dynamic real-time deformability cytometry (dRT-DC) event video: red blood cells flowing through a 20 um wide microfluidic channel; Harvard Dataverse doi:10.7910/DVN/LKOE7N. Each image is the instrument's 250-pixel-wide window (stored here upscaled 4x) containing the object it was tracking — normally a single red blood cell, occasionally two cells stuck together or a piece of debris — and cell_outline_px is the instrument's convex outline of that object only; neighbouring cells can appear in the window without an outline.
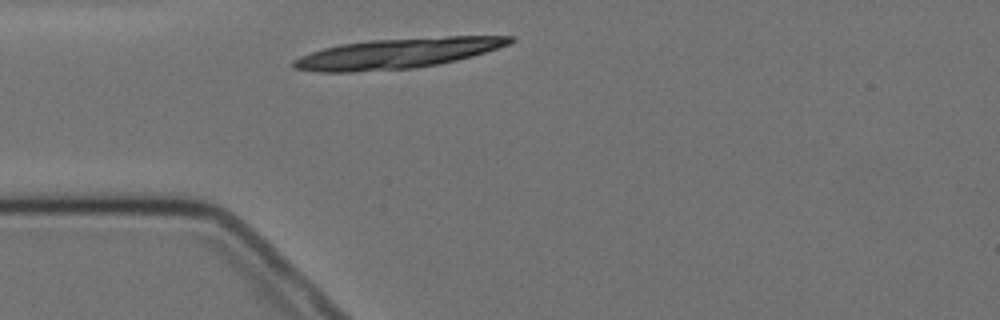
{"species": "Egyptian fruit bat (a non-hibernating species)", "species_latin": "Rousettus aegyptiacus", "temperature_condition": "cold", "stored_images_in_passage": 1, "camera_frame_rate_fps": 3000, "um_per_image_px": 0.085, "animal": {"sex": "female"}, "frame": {"image": 1, "passage_image": 1, "time_ms": 0.0, "image_size_px": [1000, 320], "cell_outline_px": [[516, 40], [508, 44], [472, 56], [456, 60], [416, 68], [352, 72], [316, 72], [292, 68], [292, 60], [300, 56], [324, 48], [340, 44], [368, 40], [448, 36], [516, 36]], "centroid_in_image_um": [33.73, 4.53], "position_along_channel_um": 51.3, "area_um2": 38.03}}